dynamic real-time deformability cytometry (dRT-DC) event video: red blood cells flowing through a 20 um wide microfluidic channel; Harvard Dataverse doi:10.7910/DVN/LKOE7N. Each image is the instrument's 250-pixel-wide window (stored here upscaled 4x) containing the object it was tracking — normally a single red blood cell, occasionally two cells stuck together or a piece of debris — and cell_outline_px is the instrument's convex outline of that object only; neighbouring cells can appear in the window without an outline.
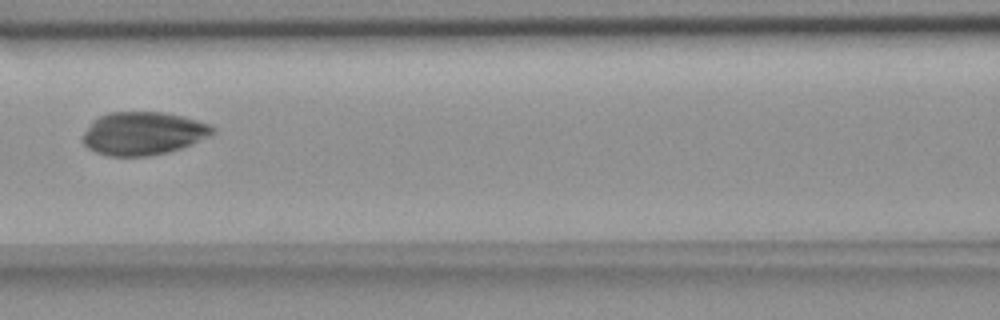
{"species": "common noctule bat (a hibernating species)", "species_latin": "Nyctalus noctula", "temperature_condition": "room temperature", "stored_images_in_passage": 8, "camera_frame_rate_fps": 3000, "um_per_image_px": 0.085, "animal": {"sex": "female", "body_mass_g": 18.4}, "frame": {"image": 1, "passage_image": 5, "time_ms": 5.0, "image_size_px": [1000, 320], "cell_outline_px": [[216, 132], [212, 136], [192, 144], [168, 152], [148, 156], [108, 156], [96, 152], [88, 148], [80, 140], [84, 132], [92, 120], [108, 112], [164, 112], [196, 120], [208, 124], [216, 128]], "centroid_in_image_um": [12.16, 11.34], "position_along_channel_um": 154.4, "area_um2": 32.83}}
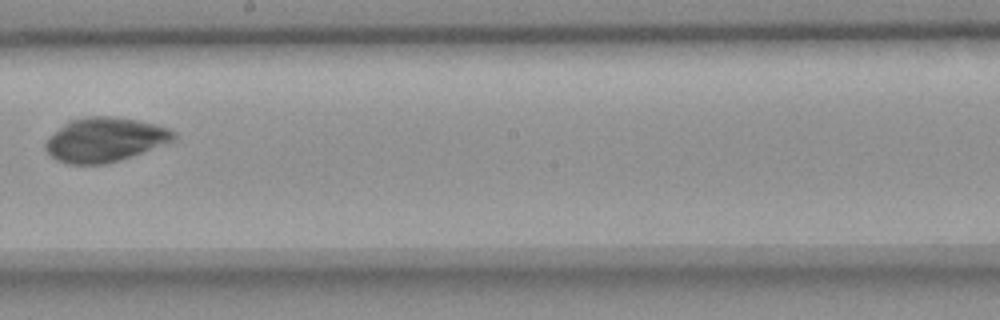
{"frame": {"image": 2, "passage_image": 7, "time_ms": 7.333, "image_size_px": [1000, 320], "cell_outline_px": [[176, 136], [172, 140], [132, 156], [108, 164], [68, 164], [56, 160], [44, 148], [44, 144], [48, 136], [68, 120], [84, 116], [112, 116], [136, 120], [156, 124], [168, 128], [176, 132]], "centroid_in_image_um": [8.85, 11.86], "position_along_channel_um": 239.3, "area_um2": 33.12}}
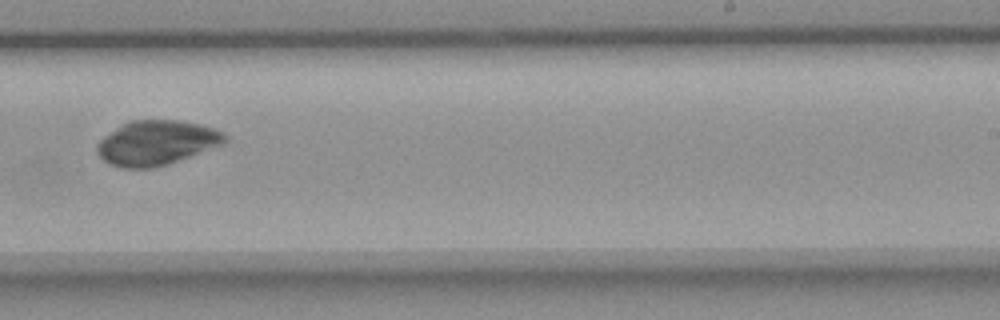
{"frame": {"image": 3, "passage_image": 8, "time_ms": 8.333, "image_size_px": [1000, 320], "cell_outline_px": [[228, 140], [224, 144], [168, 164], [152, 168], [120, 168], [108, 164], [96, 152], [96, 144], [104, 136], [120, 124], [128, 120], [180, 120], [200, 124], [224, 132], [228, 136]], "centroid_in_image_um": [13.29, 12.13], "position_along_channel_um": 275.7, "area_um2": 33.58}}